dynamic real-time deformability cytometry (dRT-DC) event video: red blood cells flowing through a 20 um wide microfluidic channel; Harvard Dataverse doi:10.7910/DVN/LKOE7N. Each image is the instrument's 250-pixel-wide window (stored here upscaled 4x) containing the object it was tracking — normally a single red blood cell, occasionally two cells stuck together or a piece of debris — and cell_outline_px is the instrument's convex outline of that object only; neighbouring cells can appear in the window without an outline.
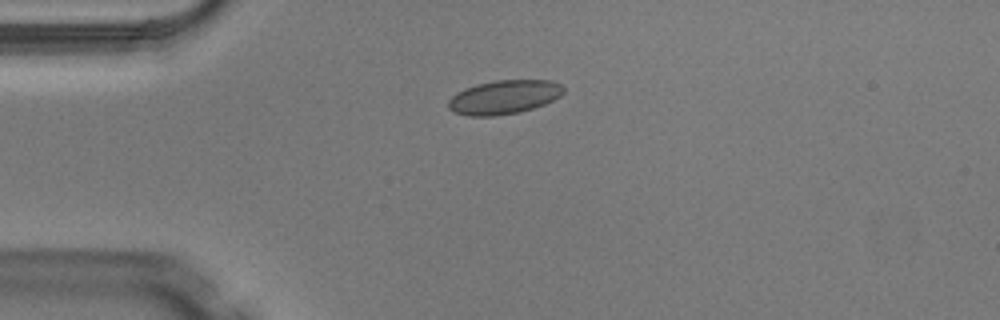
{"species": "Egyptian fruit bat (a non-hibernating species)", "species_latin": "Rousettus aegyptiacus", "temperature_condition": "warm", "stored_images_in_passage": 2, "camera_frame_rate_fps": 3000, "um_per_image_px": 0.085, "animal": {"sex": "male"}, "frame": {"image": 1, "passage_image": 1, "time_ms": 0.0, "image_size_px": [1000, 320], "cell_outline_px": [[564, 92], [560, 96], [544, 104], [520, 112], [496, 116], [468, 116], [456, 112], [448, 108], [448, 100], [456, 92], [464, 88], [476, 84], [496, 80], [552, 80], [560, 84], [564, 88]], "centroid_in_image_um": [42.83, 8.25], "position_along_channel_um": 42.2, "area_um2": 22.83}}
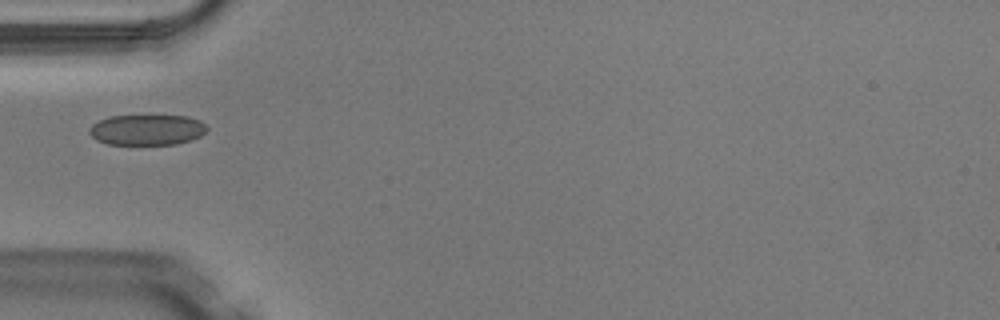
{"frame": {"image": 2, "passage_image": 2, "time_ms": 0.333, "image_size_px": [1000, 320], "cell_outline_px": [[208, 128], [200, 136], [192, 140], [176, 144], [108, 144], [96, 140], [88, 132], [88, 128], [92, 124], [108, 116], [188, 116], [200, 120]], "centroid_in_image_um": [12.48, 11.03], "position_along_channel_um": 72.5, "area_um2": 20.98}}